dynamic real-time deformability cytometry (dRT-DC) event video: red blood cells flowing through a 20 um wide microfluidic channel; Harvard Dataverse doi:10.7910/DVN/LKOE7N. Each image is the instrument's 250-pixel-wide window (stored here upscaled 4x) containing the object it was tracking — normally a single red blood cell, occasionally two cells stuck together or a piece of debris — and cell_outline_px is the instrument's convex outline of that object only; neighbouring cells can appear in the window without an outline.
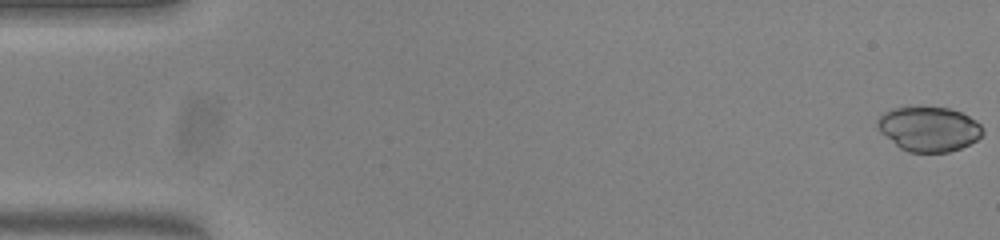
{"species": "common noctule bat (a hibernating species)", "species_latin": "Nyctalus noctula", "temperature_condition": "warm", "stored_images_in_passage": 54, "camera_frame_rate_fps": 3000, "um_per_image_px": 0.085, "animal": {"sex": "female", "body_mass_g": 23.0, "forearm_length_mm": 53.4}, "frame": {"image": 1, "passage_image": 1, "time_ms": 0.0, "image_size_px": [1000, 240], "cell_outline_px": [[984, 132], [976, 140], [960, 148], [948, 152], [908, 152], [900, 148], [880, 132], [876, 124], [876, 120], [884, 112], [892, 108], [948, 108], [960, 112], [976, 120], [984, 128]], "centroid_in_image_um": [78.94, 10.97], "position_along_channel_um": 6.1, "area_um2": 27.17}}
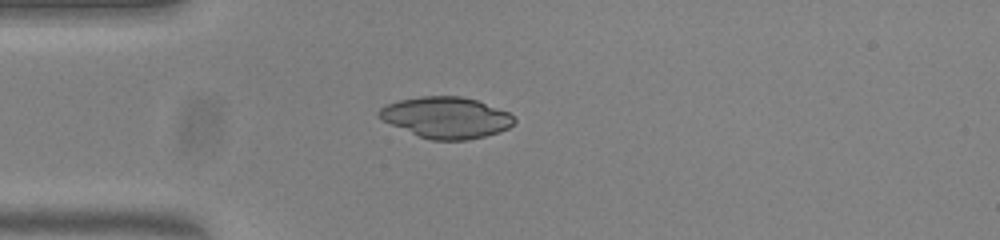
{"frame": {"image": 2, "passage_image": 15, "time_ms": 4.667, "image_size_px": [1000, 240], "cell_outline_px": [[516, 120], [508, 128], [484, 136], [468, 140], [432, 140], [420, 136], [392, 124], [384, 120], [376, 112], [380, 108], [388, 104], [400, 100], [420, 96], [460, 96], [476, 100], [508, 112]], "centroid_in_image_um": [37.93, 9.98], "position_along_channel_um": 47.1, "area_um2": 31.85}}